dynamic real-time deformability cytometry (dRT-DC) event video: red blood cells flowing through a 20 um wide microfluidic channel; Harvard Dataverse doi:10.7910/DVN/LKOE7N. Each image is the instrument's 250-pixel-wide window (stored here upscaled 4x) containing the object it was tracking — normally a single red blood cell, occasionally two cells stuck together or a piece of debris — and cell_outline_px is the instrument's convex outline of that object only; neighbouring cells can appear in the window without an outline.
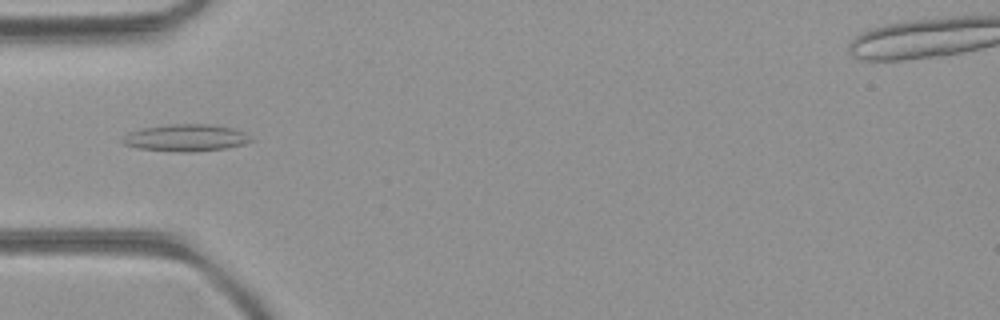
{"species": "common noctule bat (a hibernating species)", "species_latin": "Nyctalus noctula", "temperature_condition": "room temperature", "stored_images_in_passage": 41, "camera_frame_rate_fps": 3000, "um_per_image_px": 0.085, "animal": {"sex": "female", "body_mass_g": 21.9}, "frame": {"image": 1, "passage_image": 7, "time_ms": 2.0, "image_size_px": [1000, 320], "cell_outline_px": [[252, 140], [244, 144], [228, 148], [192, 152], [184, 152], [140, 148], [124, 144], [120, 140], [128, 132], [144, 128], [168, 124], [212, 124], [232, 128], [244, 132]], "centroid_in_image_um": [15.8, 11.71], "position_along_channel_um": 69.2, "area_um2": 20.06}}
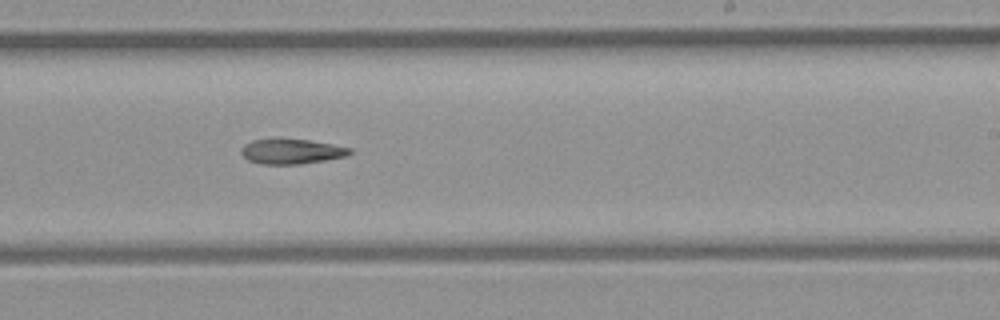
{"frame": {"image": 2, "passage_image": 21, "time_ms": 6.667, "image_size_px": [1000, 320], "cell_outline_px": [[352, 152], [348, 156], [324, 160], [296, 164], [264, 164], [248, 160], [240, 152], [244, 144], [252, 140], [276, 136], [280, 136], [308, 140], [332, 144], [352, 148]], "centroid_in_image_um": [24.75, 12.82], "position_along_channel_um": 264.3, "area_um2": 16.3}}
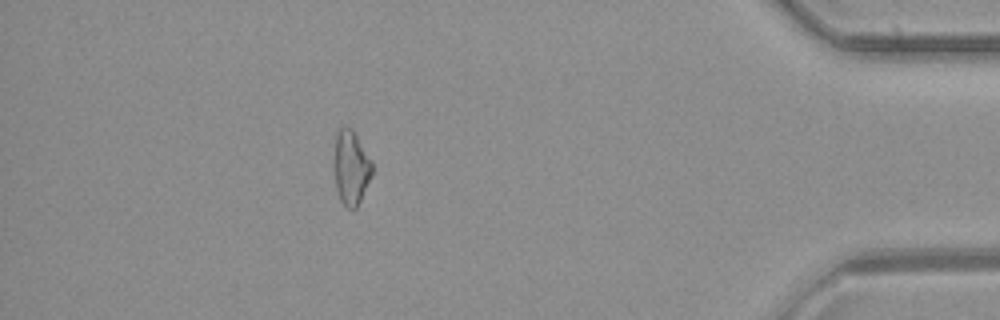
{"frame": {"image": 3, "passage_image": 35, "time_ms": 11.333, "image_size_px": [1000, 320], "cell_outline_px": [[372, 172], [360, 200], [356, 208], [352, 212], [340, 200], [336, 188], [336, 132], [340, 128], [352, 128], [372, 160]], "centroid_in_image_um": [29.86, 14.26], "position_along_channel_um": 405.3, "area_um2": 15.9}}